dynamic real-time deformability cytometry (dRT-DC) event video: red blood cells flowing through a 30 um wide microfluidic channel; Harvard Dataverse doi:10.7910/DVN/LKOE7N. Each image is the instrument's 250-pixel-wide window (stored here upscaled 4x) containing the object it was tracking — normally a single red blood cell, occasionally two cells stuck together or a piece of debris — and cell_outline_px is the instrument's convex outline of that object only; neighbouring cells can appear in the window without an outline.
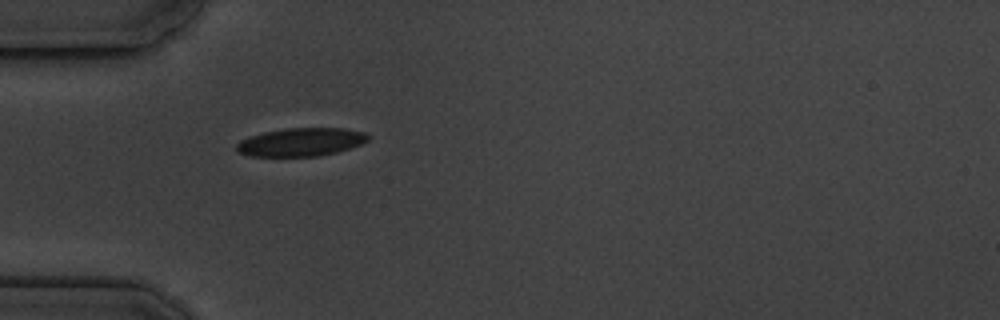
{"species": "common noctule bat (a hibernating species)", "species_latin": "Nyctalus noctula", "temperature_condition": "cold", "stored_images_in_passage": 1, "camera_frame_rate_fps": 3000, "um_per_image_px": 0.085, "animal": {"sex": "male", "body_mass_g": 19.5, "forearm_length_mm": 54.6}, "frame": {"image": 1, "passage_image": 1, "time_ms": 0.0, "image_size_px": [1000, 320], "cell_outline_px": [[368, 140], [360, 144], [336, 152], [320, 156], [248, 156], [240, 152], [236, 148], [236, 144], [240, 140], [264, 132], [288, 128], [344, 128], [364, 132], [368, 136]], "centroid_in_image_um": [25.57, 12.07], "position_along_channel_um": 59.4, "area_um2": 21.39}}